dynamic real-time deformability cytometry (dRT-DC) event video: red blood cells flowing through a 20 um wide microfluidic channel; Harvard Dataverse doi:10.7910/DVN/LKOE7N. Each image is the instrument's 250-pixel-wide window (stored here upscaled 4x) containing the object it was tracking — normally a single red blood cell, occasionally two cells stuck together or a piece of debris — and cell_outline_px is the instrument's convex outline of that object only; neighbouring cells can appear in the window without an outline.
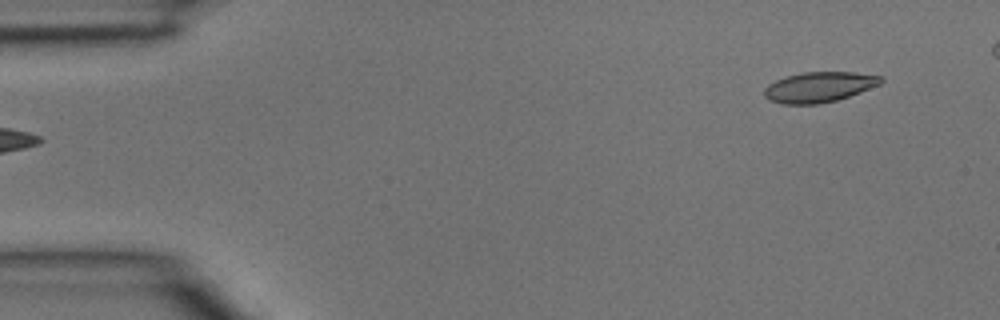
{"species": "common noctule bat (a hibernating species)", "species_latin": "Nyctalus noctula", "temperature_condition": "room temperature", "stored_images_in_passage": 3, "segment_of_instrument_passage": [2, 2], "camera_frame_rate_fps": 3000, "um_per_image_px": 0.085, "animal": {"sex": "male", "body_mass_g": 15.6}, "frame": {"image": 1, "passage_image": 3, "time_ms": 0.667, "image_size_px": [1000, 320], "cell_outline_px": [[884, 80], [880, 84], [848, 96], [836, 100], [820, 104], [784, 104], [772, 100], [764, 96], [764, 88], [768, 84], [776, 80], [788, 76], [804, 72], [852, 72], [884, 76]], "centroid_in_image_um": [69.64, 7.39], "position_along_channel_um": 15.4, "area_um2": 20.4}}